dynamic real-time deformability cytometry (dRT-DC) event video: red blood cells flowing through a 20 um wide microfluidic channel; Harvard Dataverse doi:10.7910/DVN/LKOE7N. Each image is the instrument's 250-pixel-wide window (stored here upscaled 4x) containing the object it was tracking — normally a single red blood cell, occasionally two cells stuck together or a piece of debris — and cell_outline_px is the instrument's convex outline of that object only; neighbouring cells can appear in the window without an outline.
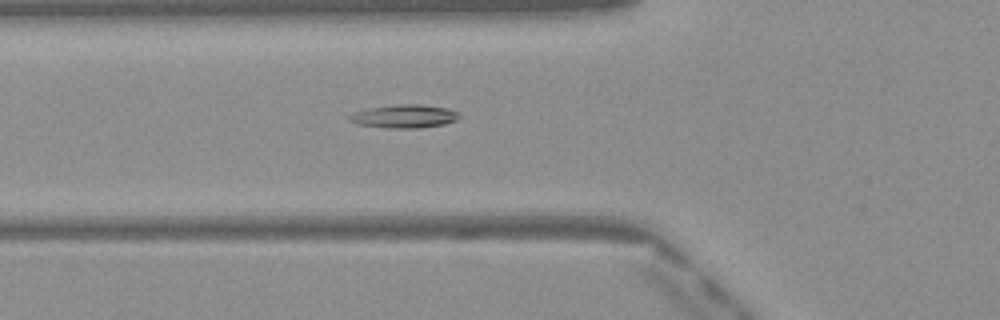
{"species": "Egyptian fruit bat (a non-hibernating species)", "species_latin": "Rousettus aegyptiacus", "temperature_condition": "warm", "stored_images_in_passage": 37, "camera_frame_rate_fps": 3000, "um_per_image_px": 0.085, "frame": {"image": 1, "passage_image": 8, "time_ms": 2.333, "image_size_px": [1000, 320], "cell_outline_px": [[460, 116], [456, 120], [444, 124], [420, 128], [388, 128], [360, 124], [348, 120], [348, 116], [352, 112], [364, 108], [396, 104], [420, 104], [448, 108], [460, 112]], "centroid_in_image_um": [34.35, 9.87], "position_along_channel_um": 91.4, "area_um2": 15.14}}
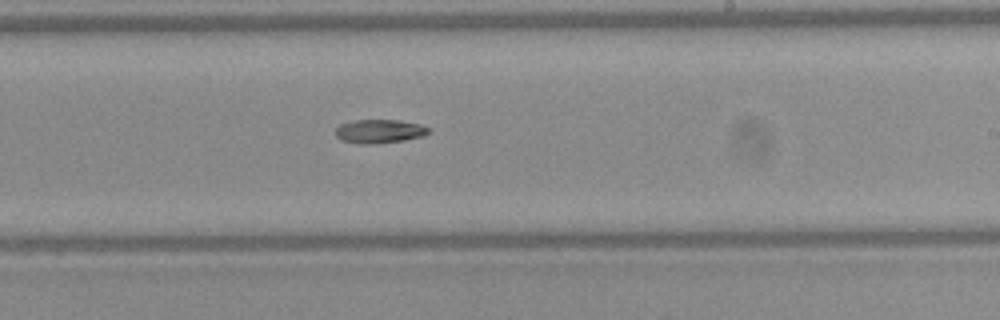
{"frame": {"image": 2, "passage_image": 20, "time_ms": 6.333, "image_size_px": [1000, 320], "cell_outline_px": [[432, 132], [424, 136], [404, 140], [372, 144], [364, 144], [340, 140], [336, 136], [336, 128], [340, 124], [356, 120], [400, 120], [420, 124], [432, 128]], "centroid_in_image_um": [32.31, 11.15], "position_along_channel_um": 256.7, "area_um2": 13.01}}
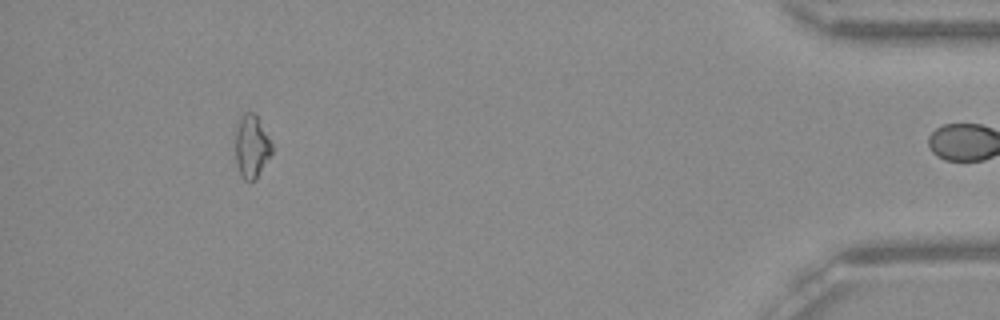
{"frame": {"image": 3, "passage_image": 36, "time_ms": 11.667, "image_size_px": [1000, 320], "cell_outline_px": [[272, 152], [256, 180], [244, 180], [240, 172], [236, 160], [236, 124], [240, 116], [244, 112], [252, 112], [256, 116], [272, 144]], "centroid_in_image_um": [21.38, 12.44], "position_along_channel_um": 413.8, "area_um2": 13.12}}